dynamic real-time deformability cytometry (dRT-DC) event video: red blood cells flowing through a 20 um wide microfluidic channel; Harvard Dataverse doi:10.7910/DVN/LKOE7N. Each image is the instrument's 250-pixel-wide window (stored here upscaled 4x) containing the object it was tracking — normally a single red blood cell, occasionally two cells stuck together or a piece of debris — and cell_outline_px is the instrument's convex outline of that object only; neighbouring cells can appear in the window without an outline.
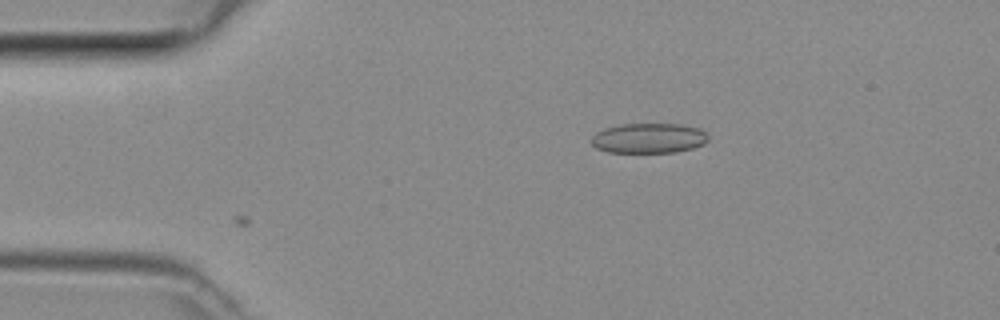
{"species": "common noctule bat (a hibernating species)", "species_latin": "Nyctalus noctula", "temperature_condition": "room temperature", "stored_images_in_passage": 9, "camera_frame_rate_fps": 3000, "um_per_image_px": 0.085, "animal": {"sex": "female", "body_mass_g": 29.2, "forearm_length_mm": 56.3}, "frame": {"image": 1, "passage_image": 9, "time_ms": 2.667, "image_size_px": [1000, 320], "cell_outline_px": [[708, 140], [704, 144], [692, 148], [676, 152], [608, 152], [596, 148], [592, 144], [592, 136], [596, 132], [604, 128], [620, 124], [680, 124], [700, 128], [708, 136]], "centroid_in_image_um": [55.14, 11.74], "position_along_channel_um": 29.9, "area_um2": 20.46}}